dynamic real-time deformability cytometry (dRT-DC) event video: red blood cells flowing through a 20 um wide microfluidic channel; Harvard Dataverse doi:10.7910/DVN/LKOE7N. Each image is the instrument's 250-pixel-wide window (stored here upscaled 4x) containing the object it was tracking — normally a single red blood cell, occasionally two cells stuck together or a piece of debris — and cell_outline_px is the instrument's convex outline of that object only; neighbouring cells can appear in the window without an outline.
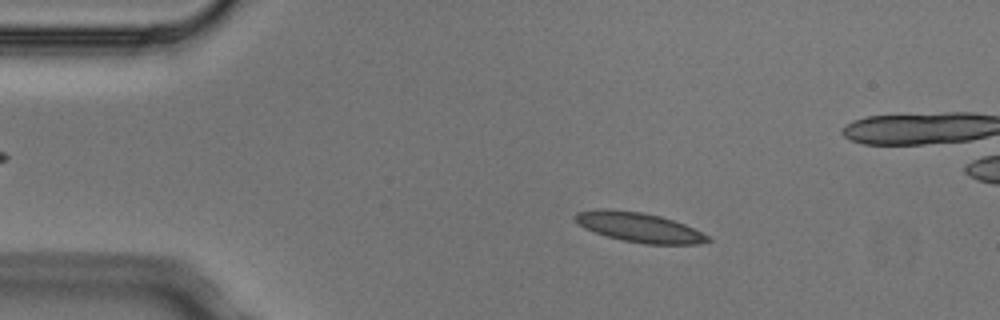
{"species": "Egyptian fruit bat (a non-hibernating species)", "species_latin": "Rousettus aegyptiacus", "temperature_condition": "cold", "stored_images_in_passage": 4, "camera_frame_rate_fps": 3000, "um_per_image_px": 0.085, "animal": {"sex": "male"}, "frame": {"image": 1, "passage_image": 2, "time_ms": 0.333, "image_size_px": [1000, 320], "cell_outline_px": [[712, 240], [700, 244], [644, 244], [624, 240], [608, 236], [584, 228], [572, 216], [576, 212], [600, 208], [604, 208], [640, 212], [660, 216], [684, 224], [708, 236]], "centroid_in_image_um": [54.3, 19.31], "position_along_channel_um": 30.7, "area_um2": 22.6}}